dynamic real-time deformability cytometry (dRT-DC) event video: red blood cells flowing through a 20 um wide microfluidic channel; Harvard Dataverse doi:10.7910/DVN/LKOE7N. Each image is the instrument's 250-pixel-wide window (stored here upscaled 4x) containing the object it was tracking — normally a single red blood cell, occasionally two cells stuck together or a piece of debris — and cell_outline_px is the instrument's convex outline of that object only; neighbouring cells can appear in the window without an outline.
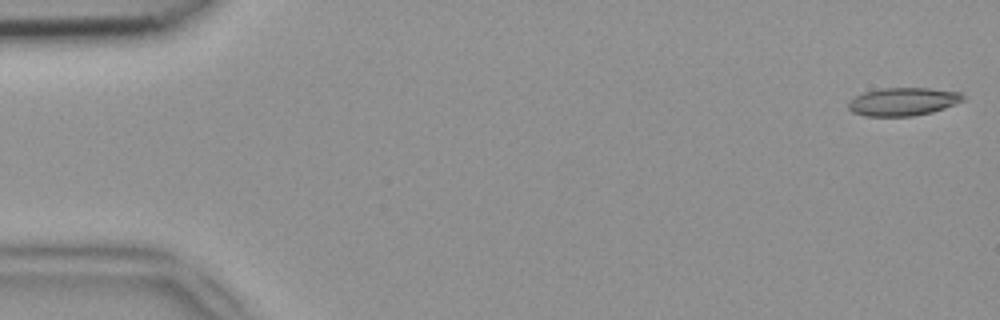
{"species": "common noctule bat (a hibernating species)", "species_latin": "Nyctalus noctula", "temperature_condition": "room temperature", "stored_images_in_passage": 47, "camera_frame_rate_fps": 3000, "um_per_image_px": 0.085, "animal": {"sex": "female", "body_mass_g": 18.4}, "frame": {"image": 1, "passage_image": 1, "time_ms": 0.0, "image_size_px": [1000, 320], "cell_outline_px": [[964, 100], [956, 104], [932, 112], [912, 116], [864, 116], [852, 112], [848, 108], [848, 104], [856, 96], [864, 92], [884, 88], [928, 88], [960, 92], [964, 96]], "centroid_in_image_um": [76.77, 8.64], "position_along_channel_um": 8.2, "area_um2": 18.67}}
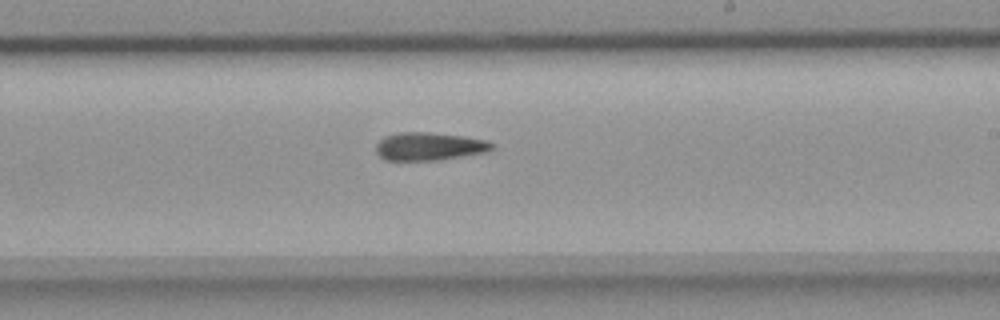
{"frame": {"image": 2, "passage_image": 29, "time_ms": 9.333, "image_size_px": [1000, 320], "cell_outline_px": [[496, 148], [488, 152], [440, 160], [384, 160], [376, 152], [376, 144], [384, 136], [396, 132], [432, 132], [464, 136], [488, 140], [496, 144]], "centroid_in_image_um": [36.54, 12.43], "position_along_channel_um": 252.5, "area_um2": 19.36}}
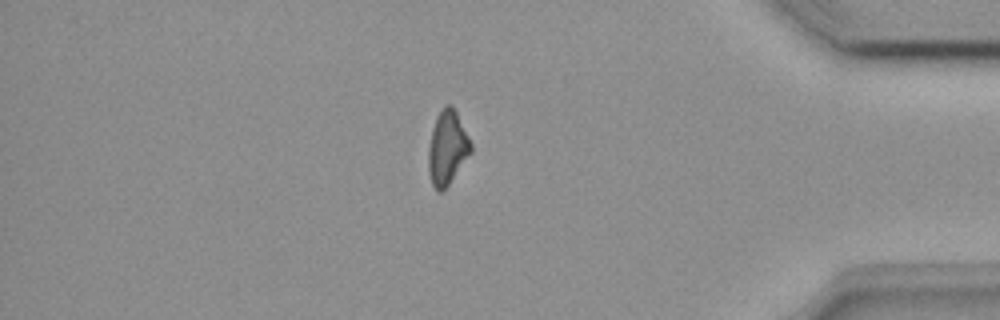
{"frame": {"image": 3, "passage_image": 42, "time_ms": 13.667, "image_size_px": [1000, 320], "cell_outline_px": [[472, 152], [444, 192], [440, 192], [432, 184], [428, 172], [428, 148], [432, 128], [436, 116], [440, 108], [444, 104], [452, 104], [472, 144]], "centroid_in_image_um": [38.01, 12.56], "position_along_channel_um": 397.2, "area_um2": 18.61}}